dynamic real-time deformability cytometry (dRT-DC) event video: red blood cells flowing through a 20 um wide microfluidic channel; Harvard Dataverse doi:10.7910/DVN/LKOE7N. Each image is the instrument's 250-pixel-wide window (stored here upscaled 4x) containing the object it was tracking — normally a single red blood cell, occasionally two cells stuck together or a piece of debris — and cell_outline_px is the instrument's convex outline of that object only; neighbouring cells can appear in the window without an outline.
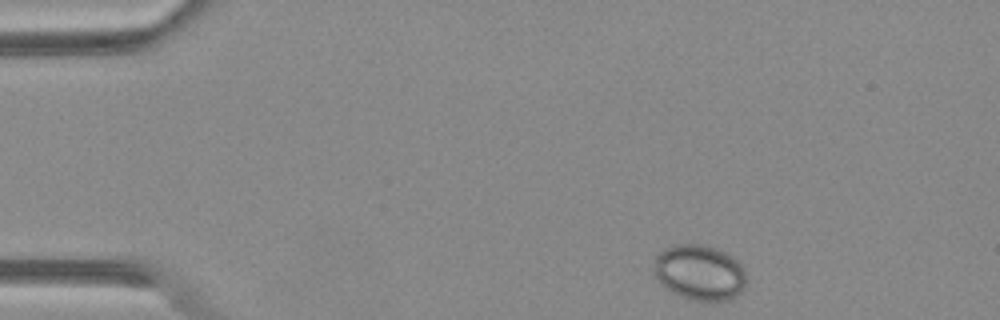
{"species": "Egyptian fruit bat (a non-hibernating species)", "species_latin": "Rousettus aegyptiacus", "temperature_condition": "warm", "stored_images_in_passage": 44, "camera_frame_rate_fps": 3000, "um_per_image_px": 0.085, "animal": {"sex": "female"}, "frame": {"image": 1, "passage_image": 1, "time_ms": 0.0, "image_size_px": [1000, 320], "cell_outline_px": [[744, 288], [736, 296], [728, 300], [688, 300], [664, 288], [656, 276], [652, 268], [656, 256], [664, 248], [676, 244], [700, 244], [716, 248], [728, 252], [740, 264], [744, 272]], "centroid_in_image_um": [59.43, 23.15], "position_along_channel_um": 25.6, "area_um2": 29.94}}
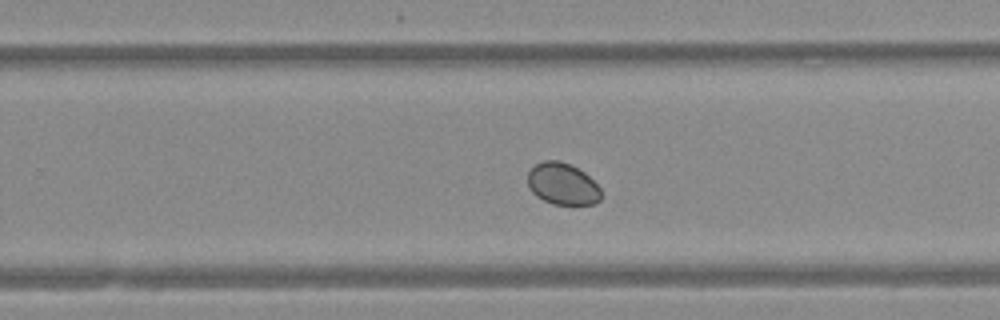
{"frame": {"image": 2, "passage_image": 26, "time_ms": 8.333, "image_size_px": [1000, 320], "cell_outline_px": [[600, 200], [596, 204], [552, 204], [536, 196], [532, 192], [528, 184], [528, 172], [536, 164], [544, 160], [560, 160], [584, 172], [600, 188]], "centroid_in_image_um": [47.8, 15.64], "position_along_channel_um": 282.0, "area_um2": 17.69}}
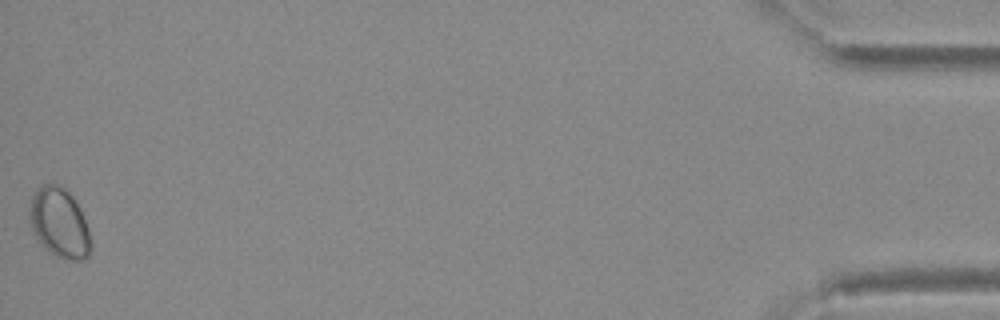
{"frame": {"image": 3, "passage_image": 44, "time_ms": 14.333, "image_size_px": [1000, 320], "cell_outline_px": [[92, 248], [88, 256], [84, 260], [64, 260], [56, 256], [44, 248], [36, 236], [32, 228], [28, 212], [32, 196], [44, 184], [60, 184], [68, 188], [80, 208], [88, 228], [92, 244]], "centroid_in_image_um": [5.08, 18.95], "position_along_channel_um": 430.1, "area_um2": 25.14}}